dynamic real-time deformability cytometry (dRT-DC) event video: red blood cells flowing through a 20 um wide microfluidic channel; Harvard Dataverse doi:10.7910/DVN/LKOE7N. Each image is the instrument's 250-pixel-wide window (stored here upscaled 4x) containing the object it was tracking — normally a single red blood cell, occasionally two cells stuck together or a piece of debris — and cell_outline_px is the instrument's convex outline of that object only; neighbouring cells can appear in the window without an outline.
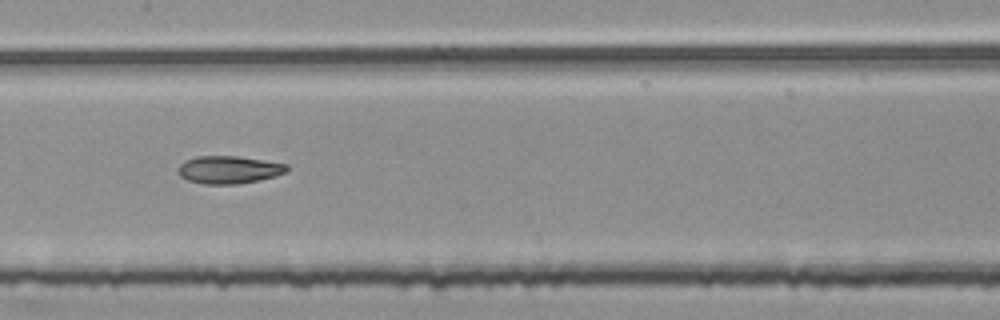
{"species": "common noctule bat (a hibernating species)", "species_latin": "Nyctalus noctula", "temperature_condition": "room temperature", "stored_images_in_passage": 48, "segment_of_instrument_passage": [2, 2], "camera_frame_rate_fps": 3000, "um_per_image_px": 0.085, "animal": {"sex": "female", "body_mass_g": 25.1}, "frame": {"image": 1, "passage_image": 21, "time_ms": 6.667, "image_size_px": [1000, 320], "cell_outline_px": [[288, 172], [276, 176], [260, 180], [236, 184], [204, 184], [188, 180], [180, 176], [180, 164], [184, 160], [196, 156], [236, 156], [288, 164]], "centroid_in_image_um": [19.48, 14.42], "position_along_channel_um": 187.9, "area_um2": 17.51}}
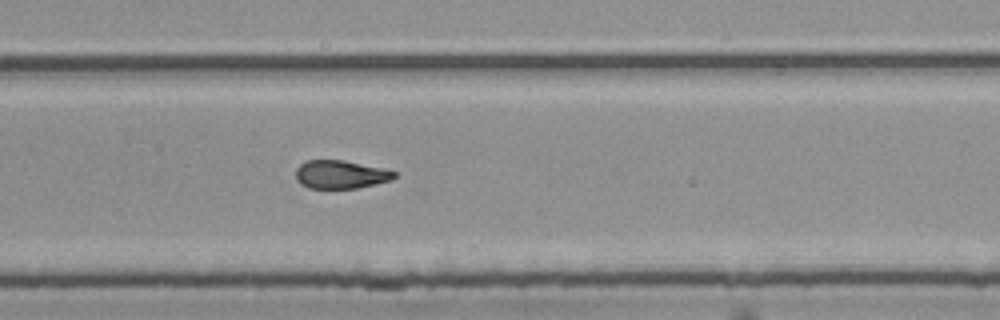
{"frame": {"image": 2, "passage_image": 30, "time_ms": 9.667, "image_size_px": [1000, 320], "cell_outline_px": [[396, 176], [392, 180], [376, 184], [356, 188], [308, 188], [300, 184], [296, 180], [296, 168], [300, 164], [308, 160], [344, 160], [380, 168], [396, 172]], "centroid_in_image_um": [28.92, 14.83], "position_along_channel_um": 300.9, "area_um2": 16.18}}
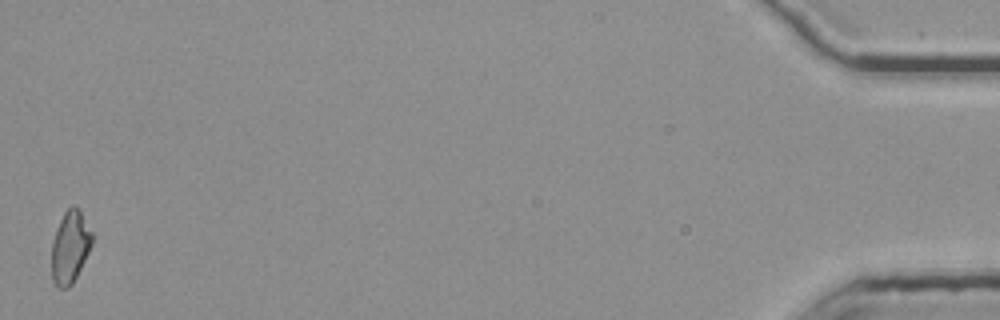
{"frame": {"image": 3, "passage_image": 48, "time_ms": 15.667, "image_size_px": [1000, 320], "cell_outline_px": [[96, 236], [72, 284], [68, 288], [60, 288], [52, 280], [52, 240], [60, 220], [64, 212], [72, 204], [80, 208]], "centroid_in_image_um": [5.99, 20.92], "position_along_channel_um": 429.2, "area_um2": 17.28}}